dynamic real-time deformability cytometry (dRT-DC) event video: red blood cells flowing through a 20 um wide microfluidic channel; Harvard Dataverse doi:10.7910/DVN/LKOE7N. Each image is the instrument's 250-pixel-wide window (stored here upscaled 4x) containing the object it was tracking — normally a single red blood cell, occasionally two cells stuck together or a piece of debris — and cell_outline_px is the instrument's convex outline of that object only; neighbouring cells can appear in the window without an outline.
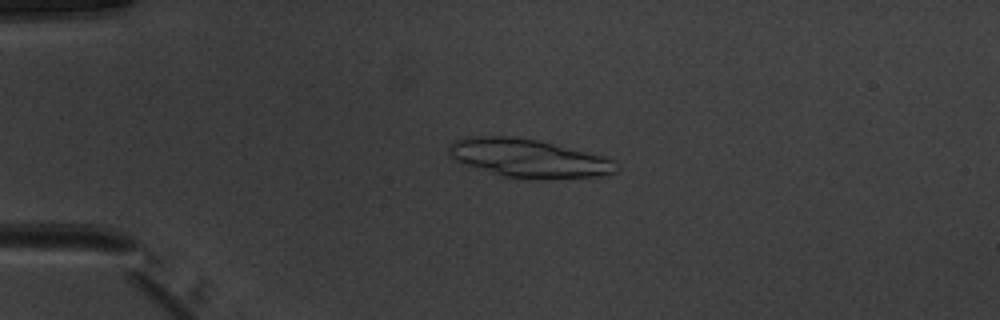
{"species": "common noctule bat (a hibernating species)", "species_latin": "Nyctalus noctula", "temperature_condition": "warm", "stored_images_in_passage": 51, "segment_of_instrument_passage": [1, 2], "camera_frame_rate_fps": 3000, "um_per_image_px": 0.085, "animal": {"sex": "male", "body_mass_g": 20.1, "forearm_length_mm": 53.5}, "frame": {"image": 1, "passage_image": 13, "time_ms": 4.0, "image_size_px": [1000, 320], "cell_outline_px": [[620, 168], [616, 172], [608, 176], [540, 180], [512, 180], [464, 164], [456, 160], [448, 152], [448, 144], [456, 140], [472, 136], [508, 136], [540, 140], [600, 156], [612, 160]], "centroid_in_image_um": [44.93, 13.49], "position_along_channel_um": 40.1, "area_um2": 38.09}}